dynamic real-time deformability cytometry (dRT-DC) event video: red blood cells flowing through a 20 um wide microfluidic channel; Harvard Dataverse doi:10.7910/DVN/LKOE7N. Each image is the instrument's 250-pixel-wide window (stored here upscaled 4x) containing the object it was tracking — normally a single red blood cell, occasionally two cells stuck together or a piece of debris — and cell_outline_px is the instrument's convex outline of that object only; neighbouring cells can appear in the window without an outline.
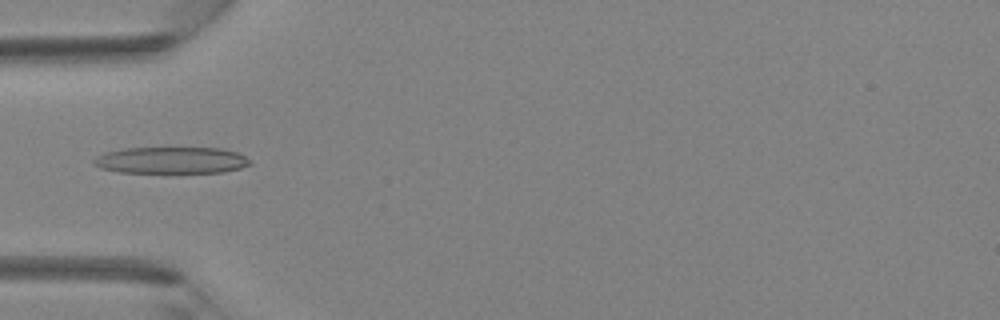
{"species": "Egyptian fruit bat (a non-hibernating species)", "species_latin": "Rousettus aegyptiacus", "temperature_condition": "room temperature", "stored_images_in_passage": 32, "camera_frame_rate_fps": 3000, "um_per_image_px": 0.085, "animal": {"sex": "female"}, "frame": {"image": 1, "passage_image": 3, "time_ms": 0.667, "image_size_px": [1000, 320], "cell_outline_px": [[252, 164], [240, 168], [224, 172], [120, 172], [100, 168], [92, 164], [92, 160], [104, 152], [124, 148], [220, 148], [236, 152], [244, 156]], "centroid_in_image_um": [14.52, 13.62], "position_along_channel_um": 70.5, "area_um2": 24.1}}
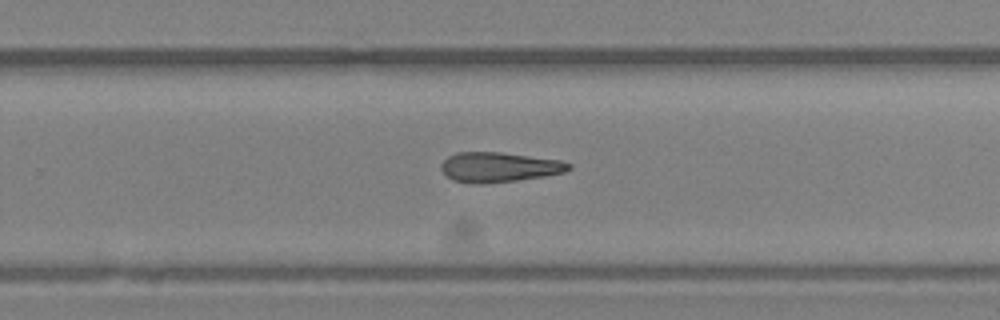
{"frame": {"image": 2, "passage_image": 17, "time_ms": 5.333, "image_size_px": [1000, 320], "cell_outline_px": [[572, 168], [564, 172], [544, 176], [516, 180], [484, 184], [472, 184], [452, 180], [440, 168], [440, 164], [448, 156], [456, 152], [500, 152], [560, 160], [572, 164]], "centroid_in_image_um": [42.4, 14.21], "position_along_channel_um": 287.4, "area_um2": 22.25}}
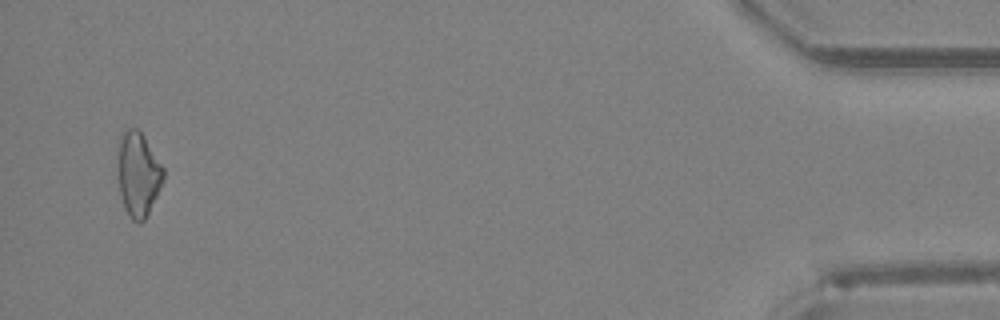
{"frame": {"image": 3, "passage_image": 31, "time_ms": 10.0, "image_size_px": [1000, 320], "cell_outline_px": [[164, 180], [144, 220], [140, 224], [132, 220], [128, 216], [124, 208], [120, 196], [116, 156], [120, 136], [128, 128], [136, 128], [144, 136], [164, 168]], "centroid_in_image_um": [11.71, 14.81], "position_along_channel_um": 423.5, "area_um2": 22.66}}